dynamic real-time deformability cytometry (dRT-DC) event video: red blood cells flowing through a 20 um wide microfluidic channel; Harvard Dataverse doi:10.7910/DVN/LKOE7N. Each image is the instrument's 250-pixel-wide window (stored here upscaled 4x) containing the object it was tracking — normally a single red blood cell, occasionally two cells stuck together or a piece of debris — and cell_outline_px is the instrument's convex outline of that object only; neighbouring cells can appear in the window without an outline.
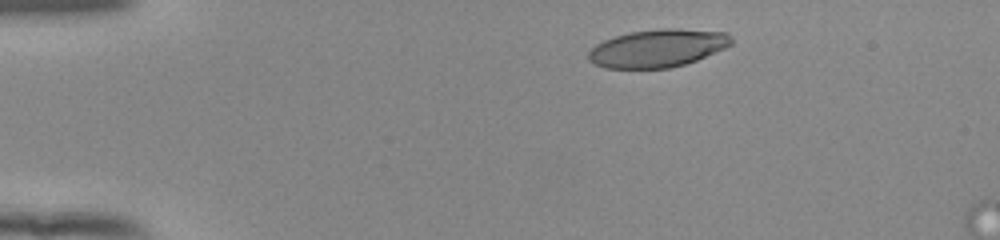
{"species": "human", "species_latin": "Homo sapiens", "temperature_condition": "room temperature", "stored_images_in_passage": 7, "camera_frame_rate_fps": 3000, "um_per_image_px": 0.085, "donor": {"sex": "female"}, "frame": {"image": 1, "passage_image": 1, "time_ms": 0.0, "image_size_px": [1000, 240], "cell_outline_px": [[732, 44], [724, 48], [696, 60], [684, 64], [668, 68], [604, 68], [588, 60], [588, 52], [596, 44], [604, 40], [628, 32], [660, 28], [676, 28], [724, 32], [732, 40]], "centroid_in_image_um": [55.86, 4.09], "position_along_channel_um": 29.1, "area_um2": 31.33}}